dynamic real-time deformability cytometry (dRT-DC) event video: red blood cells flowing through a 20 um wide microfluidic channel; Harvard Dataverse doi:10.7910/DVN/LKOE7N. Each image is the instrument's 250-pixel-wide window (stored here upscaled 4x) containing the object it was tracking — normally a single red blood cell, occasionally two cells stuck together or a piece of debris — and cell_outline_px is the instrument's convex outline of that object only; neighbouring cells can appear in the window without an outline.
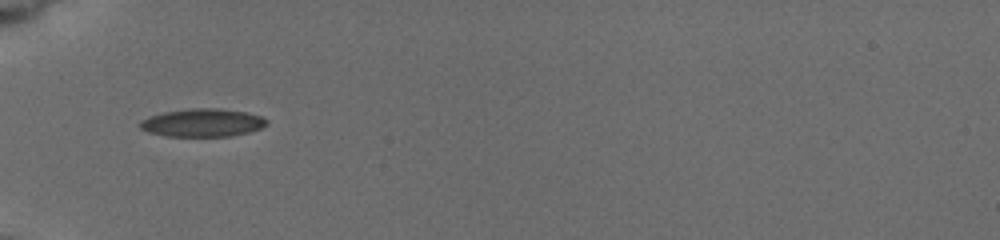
{"species": "common noctule bat (a hibernating species)", "species_latin": "Nyctalus noctula", "temperature_condition": "cold", "stored_images_in_passage": 10, "camera_frame_rate_fps": 3000, "um_per_image_px": 0.085, "animal": {"sex": "female", "body_mass_g": 19.5, "forearm_length_mm": 54.1}, "frame": {"image": 1, "passage_image": 1, "time_ms": 0.0, "image_size_px": [1000, 240], "cell_outline_px": [[268, 124], [260, 128], [248, 132], [228, 136], [168, 136], [148, 132], [140, 128], [140, 120], [164, 112], [188, 108], [220, 108], [244, 112], [260, 116], [268, 120]], "centroid_in_image_um": [17.21, 10.42], "position_along_channel_um": 67.8, "area_um2": 20.52}}
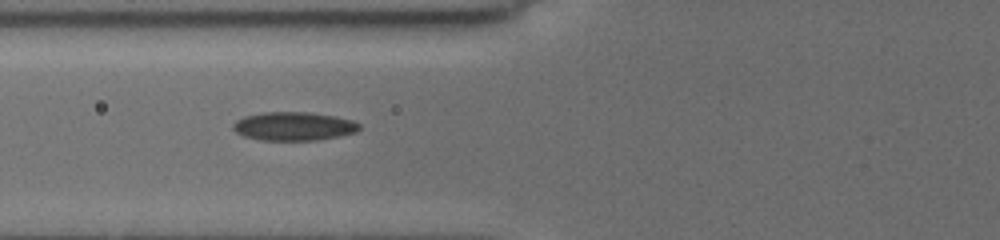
{"frame": {"image": 2, "passage_image": 7, "time_ms": 1.0, "image_size_px": [1000, 240], "cell_outline_px": [[360, 128], [356, 132], [336, 136], [312, 140], [260, 140], [244, 136], [236, 132], [232, 128], [232, 124], [236, 120], [244, 116], [260, 112], [312, 112], [336, 116], [352, 120], [360, 124]], "centroid_in_image_um": [24.93, 10.71], "position_along_channel_um": 100.9, "area_um2": 21.04}}
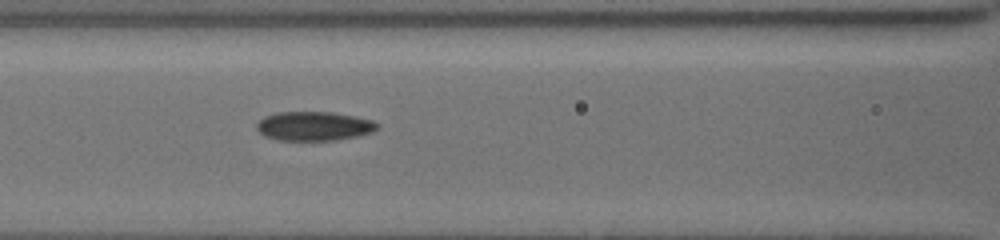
{"frame": {"image": 3, "passage_image": 10, "time_ms": 2.0, "image_size_px": [1000, 240], "cell_outline_px": [[380, 128], [372, 132], [356, 136], [336, 140], [280, 140], [264, 136], [256, 128], [256, 124], [264, 116], [276, 112], [332, 112], [356, 116], [372, 120], [380, 124]], "centroid_in_image_um": [26.71, 10.71], "position_along_channel_um": 139.9, "area_um2": 20.58}}